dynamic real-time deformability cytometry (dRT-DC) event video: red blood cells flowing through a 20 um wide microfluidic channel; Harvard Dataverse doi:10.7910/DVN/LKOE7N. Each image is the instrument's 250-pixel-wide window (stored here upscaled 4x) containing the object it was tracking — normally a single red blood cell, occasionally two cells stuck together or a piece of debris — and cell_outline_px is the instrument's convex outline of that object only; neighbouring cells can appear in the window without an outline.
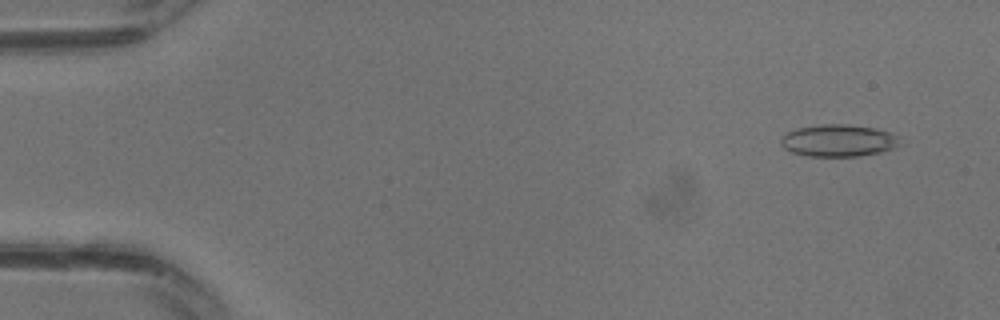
{"species": "common noctule bat (a hibernating species)", "species_latin": "Nyctalus noctula", "temperature_condition": "warm", "stored_images_in_passage": 16, "camera_frame_rate_fps": 3000, "um_per_image_px": 0.085, "animal": {"sex": "male", "body_mass_g": 13.3}, "frame": {"image": 1, "passage_image": 3, "time_ms": 0.667, "image_size_px": [1000, 320], "cell_outline_px": [[900, 144], [896, 148], [880, 152], [860, 156], [808, 156], [792, 152], [784, 148], [780, 144], [780, 140], [788, 132], [796, 128], [824, 124], [848, 124], [876, 128], [892, 132], [900, 136]], "centroid_in_image_um": [71.32, 11.94], "position_along_channel_um": 13.7, "area_um2": 22.48}}
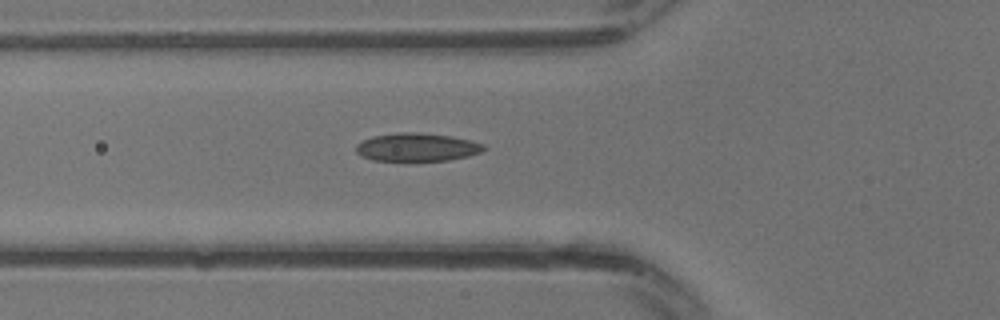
{"frame": {"image": 2, "passage_image": 12, "time_ms": 3.667, "image_size_px": [1000, 320], "cell_outline_px": [[488, 148], [480, 152], [468, 156], [448, 160], [372, 160], [360, 156], [356, 152], [356, 144], [372, 136], [400, 132], [420, 132], [452, 136], [472, 140], [484, 144]], "centroid_in_image_um": [35.46, 12.5], "position_along_channel_um": 90.3, "area_um2": 21.04}}
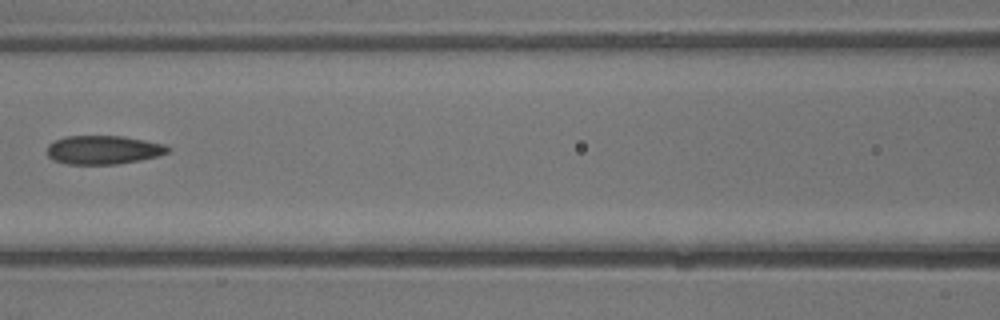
{"frame": {"image": 3, "passage_image": 15, "time_ms": 4.667, "image_size_px": [1000, 320], "cell_outline_px": [[172, 148], [168, 152], [156, 156], [140, 160], [116, 164], [68, 164], [56, 160], [48, 156], [48, 144], [64, 136], [124, 136], [164, 144]], "centroid_in_image_um": [8.8, 12.73], "position_along_channel_um": 157.8, "area_um2": 20.06}}